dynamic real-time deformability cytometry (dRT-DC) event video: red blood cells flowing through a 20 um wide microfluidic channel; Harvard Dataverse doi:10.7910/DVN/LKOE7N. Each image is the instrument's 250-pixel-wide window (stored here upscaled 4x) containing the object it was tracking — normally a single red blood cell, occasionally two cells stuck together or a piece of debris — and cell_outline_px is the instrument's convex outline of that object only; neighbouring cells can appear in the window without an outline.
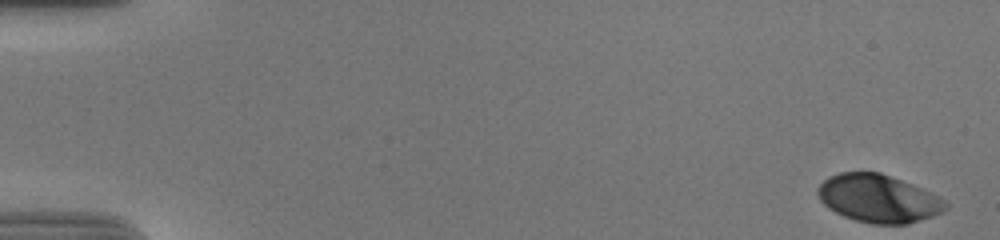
{"species": "human", "species_latin": "Homo sapiens", "temperature_condition": "cold", "stored_images_in_passage": 56, "camera_frame_rate_fps": 3000, "um_per_image_px": 0.085, "donor": {"sex": "male"}, "frame": {"image": 1, "passage_image": 1, "time_ms": 0.0, "image_size_px": [1000, 240], "cell_outline_px": [[948, 208], [944, 212], [908, 224], [872, 224], [856, 220], [844, 216], [828, 208], [820, 200], [816, 192], [816, 188], [828, 176], [840, 172], [880, 172], [912, 184], [940, 196], [948, 204]], "centroid_in_image_um": [74.66, 16.87], "position_along_channel_um": 10.3, "area_um2": 35.84}}
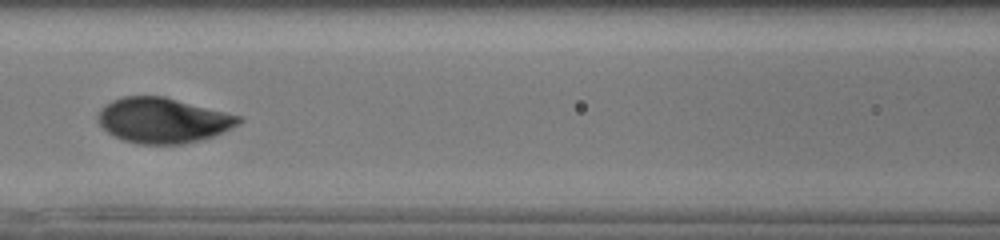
{"frame": {"image": 2, "passage_image": 26, "time_ms": 8.333, "image_size_px": [1000, 240], "cell_outline_px": [[244, 120], [240, 124], [212, 136], [200, 140], [184, 144], [136, 144], [124, 140], [108, 132], [100, 124], [96, 116], [100, 108], [104, 104], [112, 100], [124, 96], [164, 96], [244, 116]], "centroid_in_image_um": [13.87, 10.22], "position_along_channel_um": 152.7, "area_um2": 37.34}}
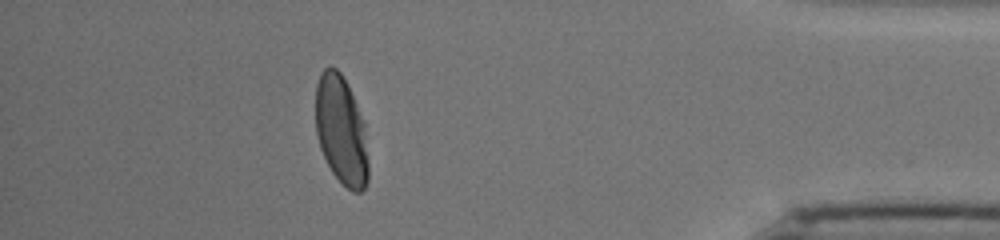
{"frame": {"image": 3, "passage_image": 50, "time_ms": 16.333, "image_size_px": [1000, 240], "cell_outline_px": [[368, 180], [364, 188], [360, 192], [352, 192], [332, 172], [320, 148], [316, 132], [316, 84], [320, 72], [324, 68], [336, 68], [340, 72], [364, 120], [368, 160]], "centroid_in_image_um": [29.0, 11.09], "position_along_channel_um": 406.2, "area_um2": 33.23}, "authors_computed_cell_mechanics": {"area_um2": 36.3273, "velocity_mm_per_s": 3.6783, "shape_relaxation_time_tau1_ms": 3.2152, "shape_relaxation_time_tau2_ms": null, "deformation_change_tau1": 0.153, "deformation_change_tau2": null}}